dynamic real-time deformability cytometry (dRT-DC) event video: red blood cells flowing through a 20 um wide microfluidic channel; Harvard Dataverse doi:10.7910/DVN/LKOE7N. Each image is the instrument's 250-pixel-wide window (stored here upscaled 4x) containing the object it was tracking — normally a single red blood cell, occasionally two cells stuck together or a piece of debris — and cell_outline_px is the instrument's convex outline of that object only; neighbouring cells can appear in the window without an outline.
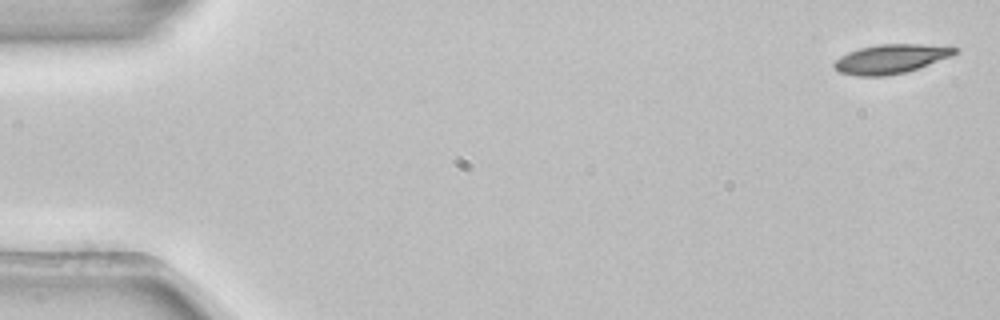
{"species": "common noctule bat (a hibernating species)", "species_latin": "Nyctalus noctula", "temperature_condition": "room temperature", "stored_images_in_passage": 4, "camera_frame_rate_fps": 3000, "um_per_image_px": 0.085, "animal": {"sex": "female", "body_mass_g": 22.7, "forearm_length_mm": 54.2}, "frame": {"image": 1, "passage_image": 1, "time_ms": 0.0, "image_size_px": [1000, 320], "cell_outline_px": [[960, 48], [952, 56], [904, 72], [884, 76], [856, 76], [840, 72], [832, 64], [840, 56], [848, 52], [860, 48], [880, 44], [920, 44]], "centroid_in_image_um": [75.69, 5.0], "position_along_channel_um": 9.3, "area_um2": 20.17}}
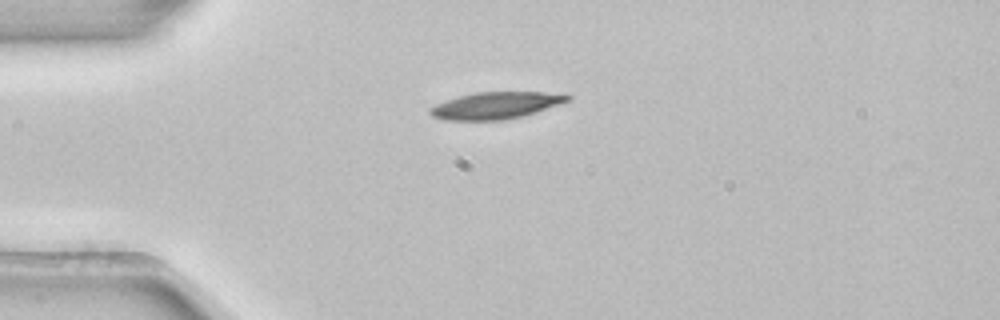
{"frame": {"image": 2, "passage_image": 3, "time_ms": 0.667, "image_size_px": [1000, 320], "cell_outline_px": [[572, 100], [536, 112], [504, 120], [444, 120], [432, 116], [428, 112], [428, 108], [436, 104], [460, 96], [476, 92], [544, 92], [572, 96]], "centroid_in_image_um": [42.13, 8.96], "position_along_channel_um": 42.9, "area_um2": 21.39}}